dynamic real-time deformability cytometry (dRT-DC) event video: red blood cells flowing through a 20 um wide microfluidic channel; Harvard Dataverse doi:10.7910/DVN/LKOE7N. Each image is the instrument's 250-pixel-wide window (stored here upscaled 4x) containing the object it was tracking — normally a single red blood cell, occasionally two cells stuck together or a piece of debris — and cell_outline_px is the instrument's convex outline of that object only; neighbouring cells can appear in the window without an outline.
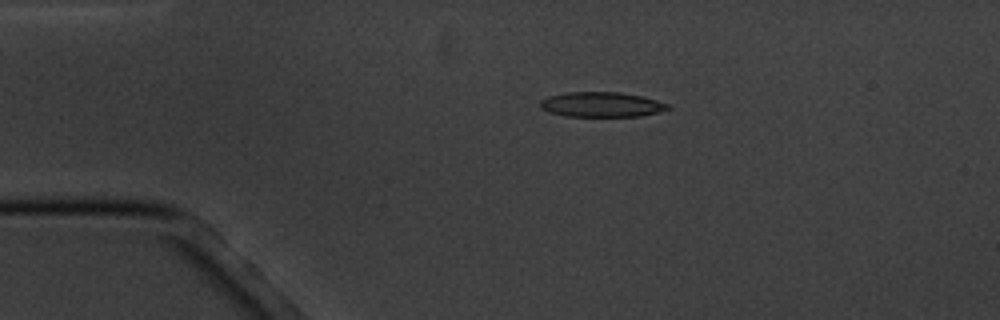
{"species": "common noctule bat (a hibernating species)", "species_latin": "Nyctalus noctula", "temperature_condition": "cold", "stored_images_in_passage": 2, "camera_frame_rate_fps": 3000, "um_per_image_px": 0.085, "animal": {"sex": "male", "body_mass_g": 20.1, "forearm_length_mm": 53.5}, "frame": {"image": 1, "passage_image": 1, "time_ms": 0.0, "image_size_px": [1000, 320], "cell_outline_px": [[672, 108], [640, 116], [564, 116], [548, 112], [540, 108], [540, 100], [548, 96], [568, 92], [620, 92], [644, 96], [668, 104]], "centroid_in_image_um": [51.1, 8.88], "position_along_channel_um": 33.9, "area_um2": 18.61}}